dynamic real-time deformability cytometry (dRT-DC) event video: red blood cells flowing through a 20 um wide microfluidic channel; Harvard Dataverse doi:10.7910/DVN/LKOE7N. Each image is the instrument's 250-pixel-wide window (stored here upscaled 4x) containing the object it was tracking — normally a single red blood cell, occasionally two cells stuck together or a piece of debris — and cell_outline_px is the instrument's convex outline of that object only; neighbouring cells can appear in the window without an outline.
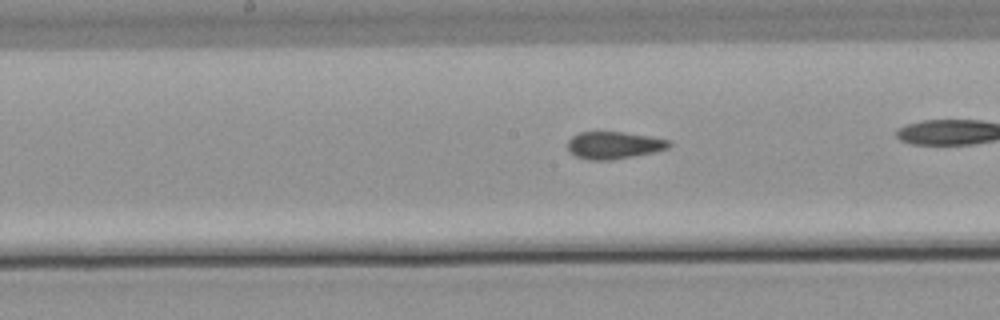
{"species": "common noctule bat (a hibernating species)", "species_latin": "Nyctalus noctula", "temperature_condition": "warm", "stored_images_in_passage": 35, "camera_frame_rate_fps": 3000, "um_per_image_px": 0.085, "animal": {"sex": "male", "body_mass_g": 21.5, "forearm_length_mm": 52.0}, "frame": {"image": 1, "passage_image": 20, "time_ms": 6.333, "image_size_px": [1000, 320], "cell_outline_px": [[672, 144], [668, 148], [652, 152], [612, 160], [588, 160], [576, 156], [568, 148], [568, 140], [572, 136], [580, 132], [624, 132], [648, 136], [668, 140]], "centroid_in_image_um": [52.16, 12.34], "position_along_channel_um": 196.0, "area_um2": 15.9}}